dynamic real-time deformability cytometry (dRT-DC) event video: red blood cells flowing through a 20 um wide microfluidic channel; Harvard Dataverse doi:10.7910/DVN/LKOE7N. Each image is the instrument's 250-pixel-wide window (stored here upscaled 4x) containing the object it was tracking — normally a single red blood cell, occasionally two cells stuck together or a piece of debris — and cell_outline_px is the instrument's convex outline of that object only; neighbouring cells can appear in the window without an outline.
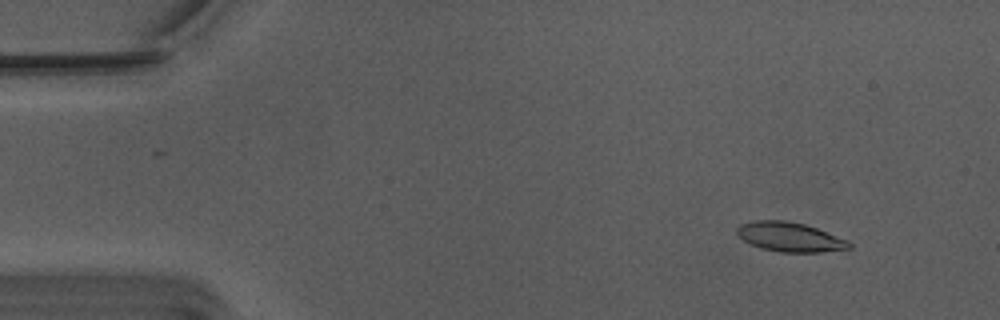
{"species": "Egyptian fruit bat (a non-hibernating species)", "species_latin": "Rousettus aegyptiacus", "temperature_condition": "warm", "stored_images_in_passage": 54, "camera_frame_rate_fps": 3000, "um_per_image_px": 0.085, "animal": {"sex": "male"}, "frame": {"image": 1, "passage_image": 5, "time_ms": 1.333, "image_size_px": [1000, 320], "cell_outline_px": [[852, 248], [820, 252], [780, 252], [760, 248], [744, 240], [736, 232], [736, 228], [740, 224], [756, 220], [784, 220], [804, 224], [816, 228], [848, 240], [852, 244]], "centroid_in_image_um": [67.14, 20.14], "position_along_channel_um": 17.9, "area_um2": 19.13}}
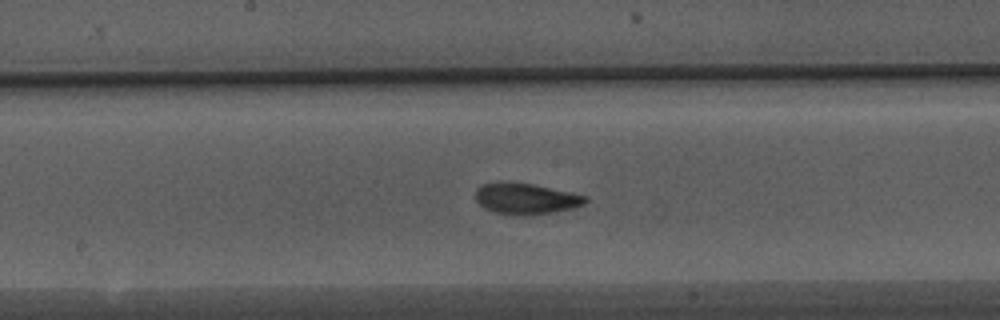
{"frame": {"image": 2, "passage_image": 28, "time_ms": 9.0, "image_size_px": [1000, 320], "cell_outline_px": [[588, 200], [584, 204], [572, 208], [552, 212], [524, 216], [520, 216], [492, 212], [484, 208], [476, 200], [476, 188], [480, 184], [532, 184], [588, 196]], "centroid_in_image_um": [44.71, 16.92], "position_along_channel_um": 203.5, "area_um2": 19.42}}
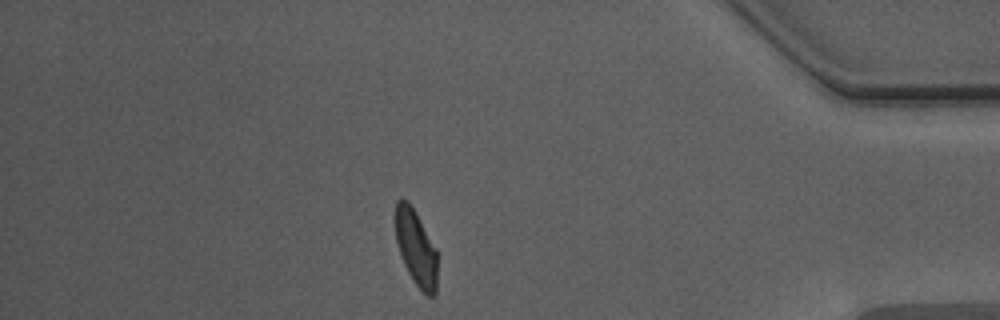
{"frame": {"image": 3, "passage_image": 47, "time_ms": 15.333, "image_size_px": [1000, 320], "cell_outline_px": [[436, 296], [428, 296], [412, 280], [404, 264], [396, 244], [396, 200], [400, 196], [408, 200], [416, 212], [436, 248]], "centroid_in_image_um": [35.34, 21.03], "position_along_channel_um": 399.9, "area_um2": 18.5}, "authors_computed_cell_mechanics": {"area_um2": 19.1029, "velocity_mm_per_s": 3.7456, "shape_relaxation_time_tau1_ms": 4.1246, "shape_relaxation_time_tau2_ms": 2.0811, "deformation_change_tau1": 0.1584, "deformation_change_tau2": 0.0904}}